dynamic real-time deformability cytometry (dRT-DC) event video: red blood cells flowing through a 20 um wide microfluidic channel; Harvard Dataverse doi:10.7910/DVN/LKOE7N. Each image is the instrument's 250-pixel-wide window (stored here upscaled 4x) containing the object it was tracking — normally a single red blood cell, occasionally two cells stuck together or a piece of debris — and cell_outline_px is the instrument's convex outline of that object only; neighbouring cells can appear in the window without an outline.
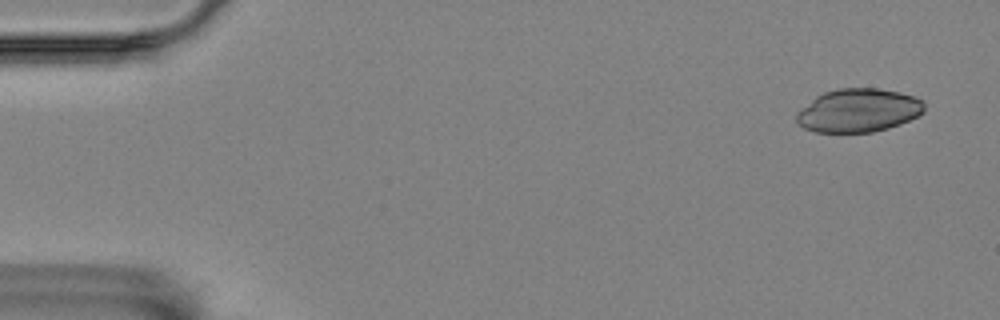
{"species": "Egyptian fruit bat (a non-hibernating species)", "species_latin": "Rousettus aegyptiacus", "temperature_condition": "room temperature", "stored_images_in_passage": 5, "camera_frame_rate_fps": 3000, "um_per_image_px": 0.085, "animal": {"sex": "female"}, "frame": {"image": 1, "passage_image": 1, "time_ms": 0.0, "image_size_px": [1000, 320], "cell_outline_px": [[924, 112], [900, 124], [888, 128], [872, 132], [816, 132], [804, 128], [796, 120], [796, 112], [816, 96], [824, 92], [836, 88], [876, 88], [900, 92], [924, 100]], "centroid_in_image_um": [72.96, 9.38], "position_along_channel_um": 12.0, "area_um2": 32.31}}